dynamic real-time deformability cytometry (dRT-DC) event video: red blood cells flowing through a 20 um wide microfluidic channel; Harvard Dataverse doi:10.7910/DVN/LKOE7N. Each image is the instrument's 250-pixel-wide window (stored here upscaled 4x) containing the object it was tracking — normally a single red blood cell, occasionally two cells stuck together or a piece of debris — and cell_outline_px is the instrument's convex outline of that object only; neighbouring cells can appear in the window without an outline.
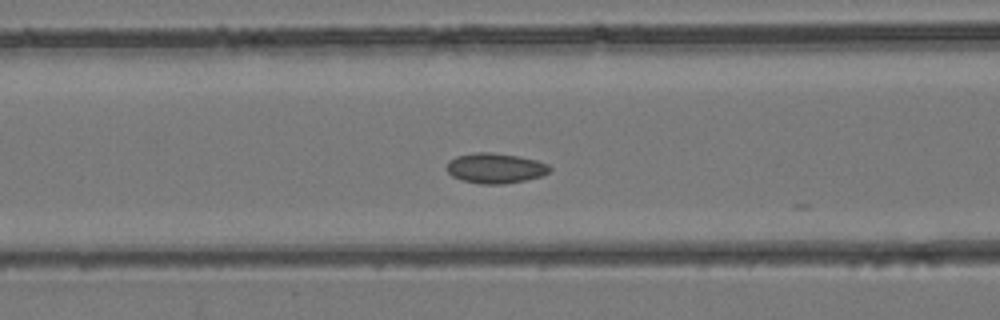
{"species": "common noctule bat (a hibernating species)", "species_latin": "Nyctalus noctula", "temperature_condition": "room temperature", "stored_images_in_passage": 20, "camera_frame_rate_fps": 3000, "um_per_image_px": 0.085, "animal": {"sex": "female", "body_mass_g": 24.6, "forearm_length_mm": 56.2}, "frame": {"image": 1, "passage_image": 16, "time_ms": 5.0, "image_size_px": [1000, 320], "cell_outline_px": [[552, 168], [548, 172], [540, 176], [524, 180], [504, 184], [480, 184], [464, 180], [452, 176], [448, 172], [448, 164], [456, 156], [476, 152], [492, 152], [520, 156], [536, 160], [548, 164]], "centroid_in_image_um": [42.13, 14.29], "position_along_channel_um": 124.5, "area_um2": 17.92}}